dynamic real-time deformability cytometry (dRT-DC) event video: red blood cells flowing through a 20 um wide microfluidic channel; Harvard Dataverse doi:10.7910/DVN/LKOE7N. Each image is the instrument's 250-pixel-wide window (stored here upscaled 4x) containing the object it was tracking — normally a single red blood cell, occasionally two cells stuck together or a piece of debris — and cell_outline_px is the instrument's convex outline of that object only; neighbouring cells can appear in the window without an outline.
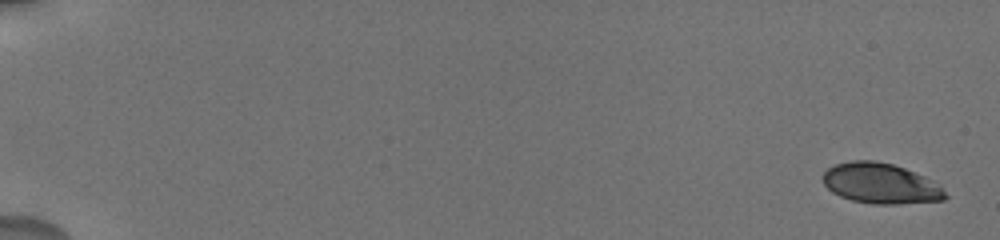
{"species": "human", "species_latin": "Homo sapiens", "temperature_condition": "cold", "stored_images_in_passage": 68, "camera_frame_rate_fps": 3000, "um_per_image_px": 0.085, "donor": {"sex": "male"}, "frame": {"image": 1, "passage_image": 1, "time_ms": 0.0, "image_size_px": [1000, 240], "cell_outline_px": [[948, 196], [944, 200], [896, 204], [872, 204], [852, 200], [840, 196], [832, 192], [824, 184], [824, 172], [828, 168], [836, 164], [852, 160], [876, 160], [892, 164], [904, 168], [924, 176], [940, 188]], "centroid_in_image_um": [74.82, 15.59], "position_along_channel_um": 10.2, "area_um2": 28.5}}
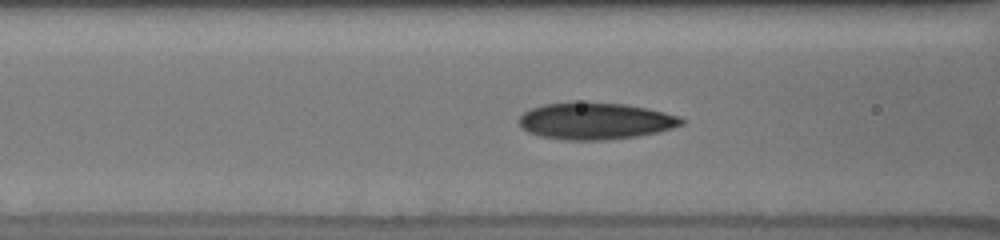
{"frame": {"image": 2, "passage_image": 31, "time_ms": 8.0, "image_size_px": [1000, 240], "cell_outline_px": [[684, 124], [672, 128], [656, 132], [636, 136], [608, 140], [564, 140], [540, 136], [528, 132], [520, 124], [520, 116], [524, 112], [532, 108], [544, 104], [624, 104], [664, 112], [680, 116], [684, 120]], "centroid_in_image_um": [50.63, 10.32], "position_along_channel_um": 116.0, "area_um2": 33.93}}
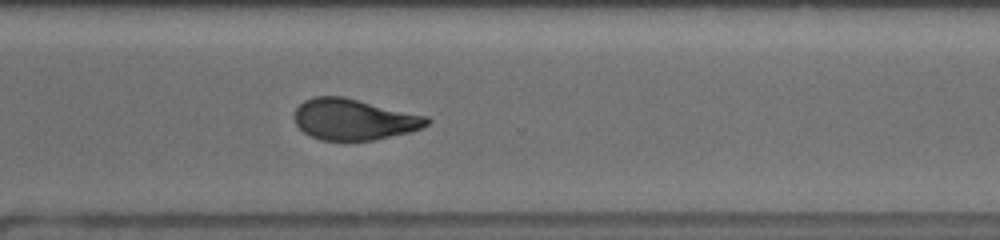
{"frame": {"image": 3, "passage_image": 50, "time_ms": 14.0, "image_size_px": [1000, 240], "cell_outline_px": [[432, 120], [428, 124], [412, 132], [372, 140], [320, 140], [304, 132], [296, 124], [292, 116], [296, 108], [304, 100], [316, 96], [344, 96], [428, 116]], "centroid_in_image_um": [30.09, 10.14], "position_along_channel_um": 340.5, "area_um2": 31.91}, "authors_computed_cell_mechanics": {"area_um2": 31.8478, "velocity_mm_per_s": 3.7553, "shape_relaxation_time_tau1_ms": 5.7237, "shape_relaxation_time_tau2_ms": 1.7501, "deformation_change_tau1": 0.1487, "deformation_change_tau2": 0.0747}}